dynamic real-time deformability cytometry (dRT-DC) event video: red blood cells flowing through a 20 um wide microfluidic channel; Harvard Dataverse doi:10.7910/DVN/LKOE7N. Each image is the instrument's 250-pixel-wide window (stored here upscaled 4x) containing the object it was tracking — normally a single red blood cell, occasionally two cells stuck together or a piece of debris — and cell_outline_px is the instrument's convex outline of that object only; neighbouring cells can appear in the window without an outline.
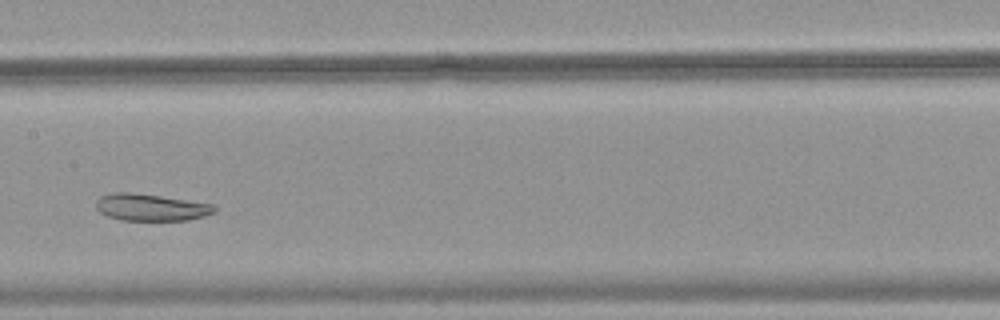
{"species": "common noctule bat (a hibernating species)", "species_latin": "Nyctalus noctula", "temperature_condition": "warm", "stored_images_in_passage": 41, "camera_frame_rate_fps": 3000, "um_per_image_px": 0.085, "animal": {"sex": "female", "body_mass_g": 18.4}, "frame": {"image": 1, "passage_image": 18, "time_ms": 5.667, "image_size_px": [1000, 320], "cell_outline_px": [[216, 212], [204, 216], [188, 220], [120, 220], [108, 216], [100, 212], [96, 208], [96, 200], [100, 196], [112, 192], [132, 192], [216, 204]], "centroid_in_image_um": [12.84, 17.62], "position_along_channel_um": 194.6, "area_um2": 18.73}}
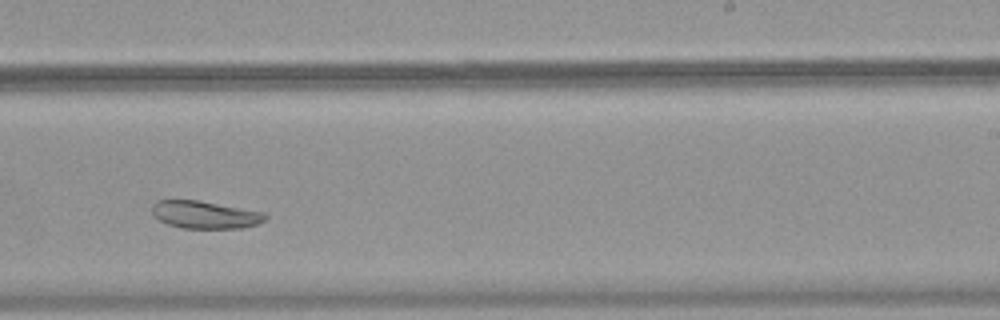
{"frame": {"image": 2, "passage_image": 24, "time_ms": 7.667, "image_size_px": [1000, 320], "cell_outline_px": [[268, 216], [264, 220], [256, 224], [240, 228], [184, 228], [168, 224], [152, 216], [152, 204], [156, 200], [196, 200], [264, 212]], "centroid_in_image_um": [17.38, 18.25], "position_along_channel_um": 271.6, "area_um2": 18.03}}